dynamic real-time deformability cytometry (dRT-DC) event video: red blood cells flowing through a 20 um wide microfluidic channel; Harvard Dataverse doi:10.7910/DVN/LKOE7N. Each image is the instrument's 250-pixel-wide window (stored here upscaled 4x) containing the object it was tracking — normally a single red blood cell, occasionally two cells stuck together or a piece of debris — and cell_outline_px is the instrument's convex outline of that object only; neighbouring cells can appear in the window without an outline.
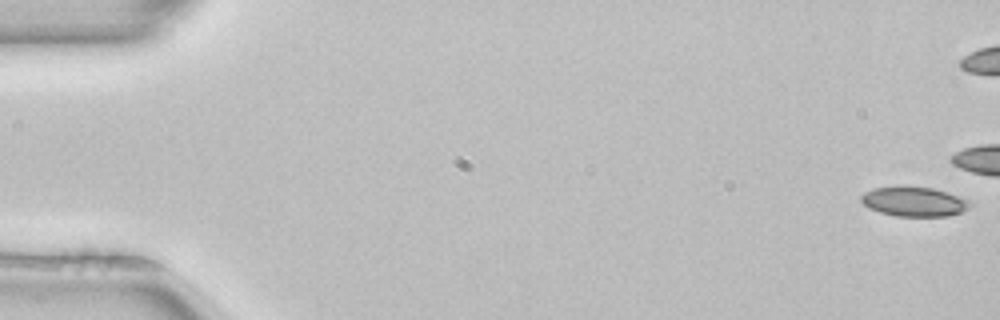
{"species": "common noctule bat (a hibernating species)", "species_latin": "Nyctalus noctula", "temperature_condition": "room temperature", "stored_images_in_passage": 53, "camera_frame_rate_fps": 3000, "um_per_image_px": 0.085, "animal": {"sex": "female", "body_mass_g": 22.7, "forearm_length_mm": 54.2}, "frame": {"image": 1, "passage_image": 1, "time_ms": 0.0, "image_size_px": [1000, 320], "cell_outline_px": [[972, 204], [968, 208], [960, 212], [948, 216], [896, 216], [880, 212], [868, 208], [860, 200], [860, 196], [864, 192], [872, 188], [932, 188], [968, 200]], "centroid_in_image_um": [77.66, 17.17], "position_along_channel_um": 7.3, "area_um2": 18.15}}